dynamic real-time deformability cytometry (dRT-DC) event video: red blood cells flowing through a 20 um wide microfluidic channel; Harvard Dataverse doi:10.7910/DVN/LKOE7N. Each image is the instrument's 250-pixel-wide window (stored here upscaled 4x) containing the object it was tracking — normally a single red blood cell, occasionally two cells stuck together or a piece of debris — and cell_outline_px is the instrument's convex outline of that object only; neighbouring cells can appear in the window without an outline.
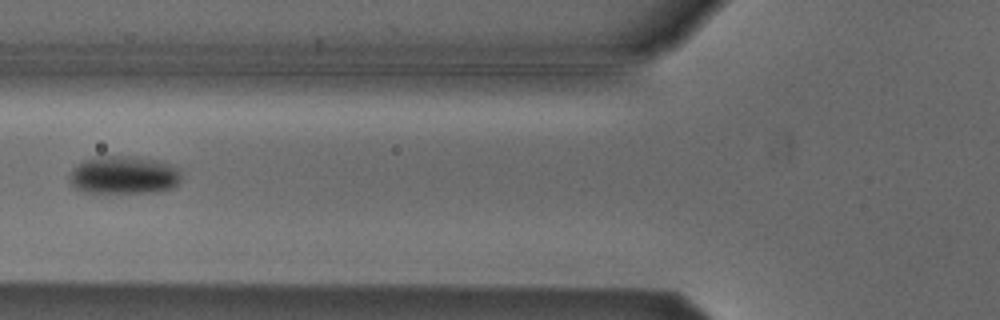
{"species": "Egyptian fruit bat (a non-hibernating species)", "species_latin": "Rousettus aegyptiacus", "temperature_condition": "cold", "stored_images_in_passage": 3, "camera_frame_rate_fps": 3000, "um_per_image_px": 0.085, "animal": {"sex": "male"}, "frame": {"image": 1, "passage_image": 3, "time_ms": 0.667, "image_size_px": [1000, 320], "cell_outline_px": [[180, 180], [172, 188], [148, 192], [84, 192], [76, 188], [68, 180], [68, 176], [72, 168], [76, 164], [84, 160], [96, 156], [124, 156], [156, 160], [168, 164], [176, 168], [180, 172]], "centroid_in_image_um": [10.45, 14.87], "position_along_channel_um": 115.4, "area_um2": 24.51}}